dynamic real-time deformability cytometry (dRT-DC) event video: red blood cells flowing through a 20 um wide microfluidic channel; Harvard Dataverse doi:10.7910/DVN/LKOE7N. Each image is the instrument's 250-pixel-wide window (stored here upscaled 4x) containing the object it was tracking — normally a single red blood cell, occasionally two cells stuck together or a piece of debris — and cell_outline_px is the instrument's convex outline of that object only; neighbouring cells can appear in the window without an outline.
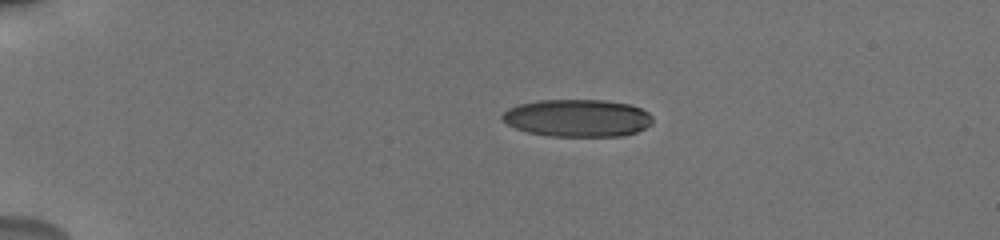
{"species": "human", "species_latin": "Homo sapiens", "temperature_condition": "cold", "stored_images_in_passage": 63, "camera_frame_rate_fps": 3000, "um_per_image_px": 0.085, "donor": {"sex": "male"}, "frame": {"image": 1, "passage_image": 1, "time_ms": 0.0, "image_size_px": [1000, 240], "cell_outline_px": [[652, 124], [636, 132], [624, 136], [548, 136], [528, 132], [516, 128], [508, 124], [500, 116], [508, 108], [516, 104], [540, 100], [604, 100], [628, 104], [640, 108], [648, 112], [652, 116]], "centroid_in_image_um": [49.08, 10.03], "position_along_channel_um": 35.9, "area_um2": 32.89}}
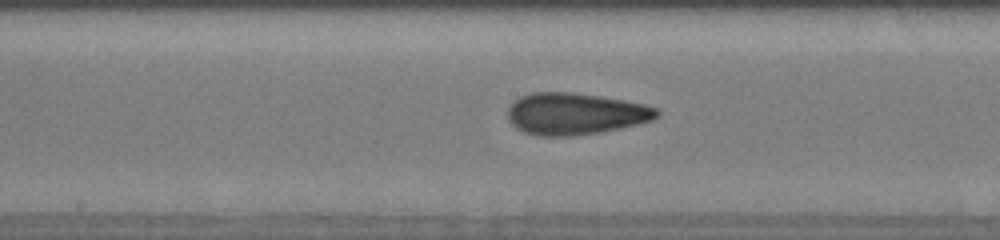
{"frame": {"image": 2, "passage_image": 23, "time_ms": 6.0, "image_size_px": [1000, 240], "cell_outline_px": [[660, 116], [652, 120], [620, 128], [596, 132], [568, 136], [540, 136], [524, 132], [516, 128], [508, 120], [508, 108], [520, 96], [532, 92], [572, 92], [600, 96], [624, 100], [644, 104], [660, 108]], "centroid_in_image_um": [48.91, 9.66], "position_along_channel_um": 199.3, "area_um2": 36.24}}
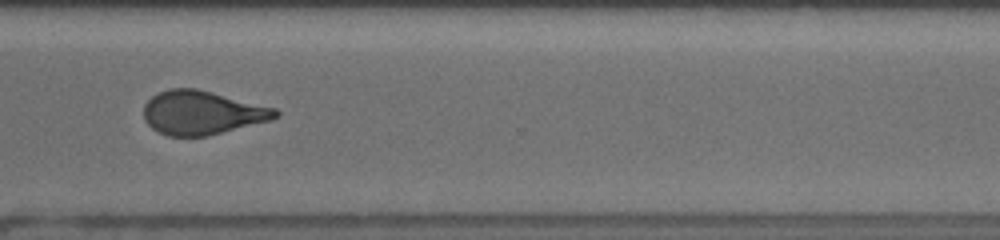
{"frame": {"image": 3, "passage_image": 40, "time_ms": 10.0, "image_size_px": [1000, 240], "cell_outline_px": [[280, 116], [272, 120], [208, 136], [168, 136], [152, 128], [144, 120], [144, 104], [152, 96], [168, 88], [196, 88], [276, 108], [280, 112]], "centroid_in_image_um": [17.19, 9.58], "position_along_channel_um": 353.4, "area_um2": 33.7}, "authors_computed_cell_mechanics": {"area_um2": 33.7552, "velocity_mm_per_s": 3.8646, "shape_relaxation_time_tau1_ms": 8.0172, "shape_relaxation_time_tau2_ms": 1.6982, "deformation_change_tau1": 0.2047, "deformation_change_tau2": 0.0972}}